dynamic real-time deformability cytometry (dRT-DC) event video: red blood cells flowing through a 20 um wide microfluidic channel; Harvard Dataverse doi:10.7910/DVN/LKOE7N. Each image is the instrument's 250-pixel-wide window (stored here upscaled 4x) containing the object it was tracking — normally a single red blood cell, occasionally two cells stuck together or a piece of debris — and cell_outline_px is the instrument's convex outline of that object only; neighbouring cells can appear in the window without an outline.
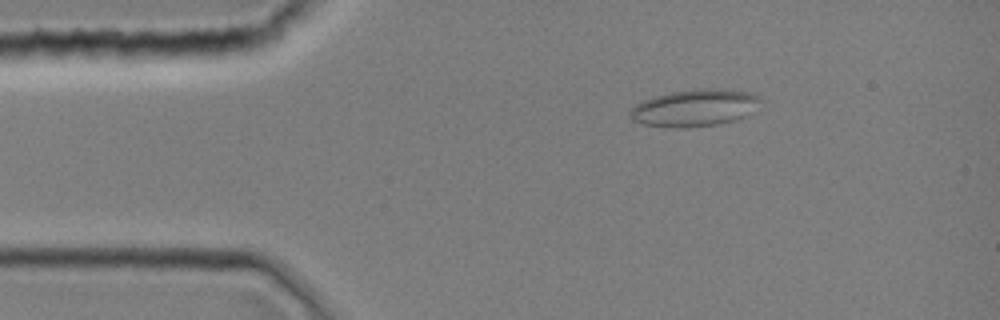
{"species": "common noctule bat (a hibernating species)", "species_latin": "Nyctalus noctula", "temperature_condition": "room temperature", "stored_images_in_passage": 39, "camera_frame_rate_fps": 3000, "um_per_image_px": 0.085, "animal": {"sex": "female", "body_mass_g": 19.0, "forearm_length_mm": 51.5}, "frame": {"image": 1, "passage_image": 6, "time_ms": 1.667, "image_size_px": [1000, 320], "cell_outline_px": [[760, 100], [748, 116], [716, 124], [688, 128], [672, 128], [644, 124], [632, 120], [628, 112], [636, 104], [652, 96], [672, 92], [696, 88], [720, 88], [748, 92], [756, 96]], "centroid_in_image_um": [59.0, 9.17], "position_along_channel_um": 26.0, "area_um2": 28.09}}
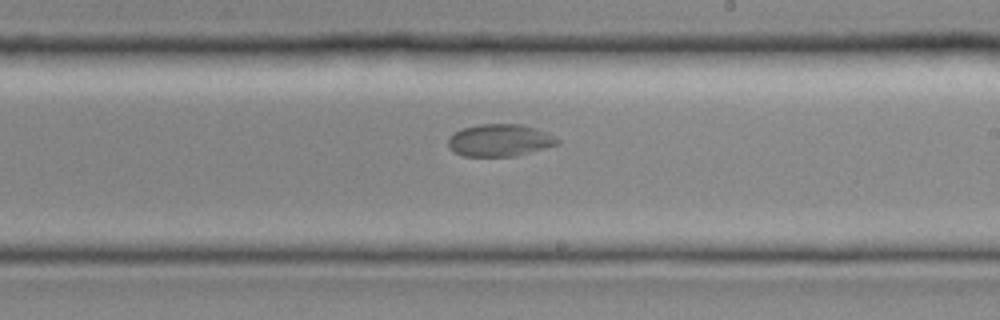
{"frame": {"image": 2, "passage_image": 23, "time_ms": 7.333, "image_size_px": [1000, 320], "cell_outline_px": [[560, 144], [516, 156], [464, 156], [448, 148], [448, 136], [452, 132], [464, 128], [480, 124], [524, 124], [548, 132], [560, 140]], "centroid_in_image_um": [42.49, 11.91], "position_along_channel_um": 246.5, "area_um2": 20.75}}
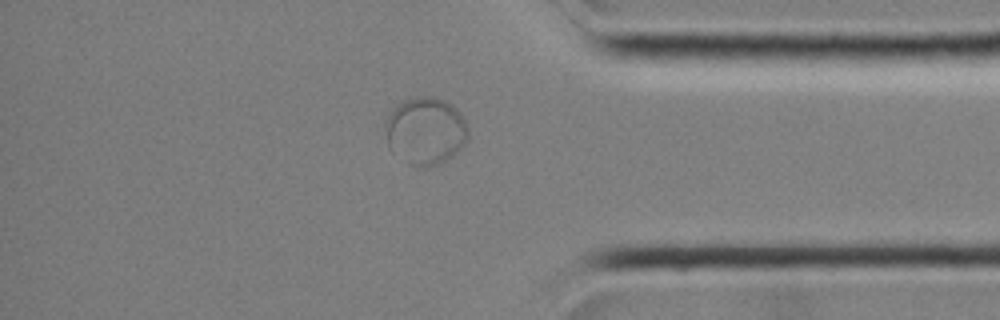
{"frame": {"image": 3, "passage_image": 33, "time_ms": 10.667, "image_size_px": [1000, 320], "cell_outline_px": [[468, 136], [464, 144], [452, 156], [436, 164], [424, 168], [408, 164], [392, 152], [388, 148], [384, 124], [384, 120], [388, 112], [396, 104], [404, 100], [416, 96], [428, 96], [444, 100], [456, 108], [460, 112], [468, 128]], "centroid_in_image_um": [36.11, 11.11], "position_along_channel_um": 399.1, "area_um2": 32.89}}